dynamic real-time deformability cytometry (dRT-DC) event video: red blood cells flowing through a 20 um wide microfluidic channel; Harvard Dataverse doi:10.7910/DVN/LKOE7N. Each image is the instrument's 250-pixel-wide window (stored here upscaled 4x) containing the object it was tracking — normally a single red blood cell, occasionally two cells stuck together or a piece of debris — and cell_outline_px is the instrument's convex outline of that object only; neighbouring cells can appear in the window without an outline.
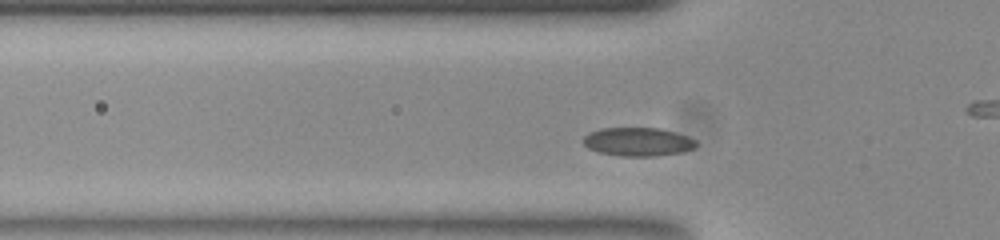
{"species": "common noctule bat (a hibernating species)", "species_latin": "Nyctalus noctula", "temperature_condition": "room temperature", "stored_images_in_passage": 35, "camera_frame_rate_fps": 3000, "um_per_image_px": 0.085, "animal": {"sex": "female", "body_mass_g": 23.0, "forearm_length_mm": 53.4}, "frame": {"image": 1, "passage_image": 7, "time_ms": 2.0, "image_size_px": [1000, 240], "cell_outline_px": [[696, 148], [684, 152], [652, 156], [620, 156], [600, 152], [588, 148], [584, 144], [584, 136], [588, 132], [600, 128], [660, 128], [688, 136], [696, 140]], "centroid_in_image_um": [54.24, 12.05], "position_along_channel_um": 71.6, "area_um2": 18.84}}
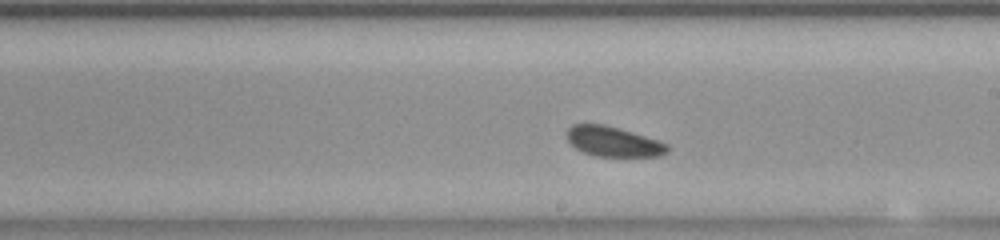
{"frame": {"image": 2, "passage_image": 20, "time_ms": 6.333, "image_size_px": [1000, 240], "cell_outline_px": [[668, 152], [660, 156], [596, 156], [584, 152], [576, 148], [568, 140], [568, 128], [572, 124], [604, 124], [644, 136], [668, 144]], "centroid_in_image_um": [52.12, 12.04], "position_along_channel_um": 236.9, "area_um2": 17.22}}
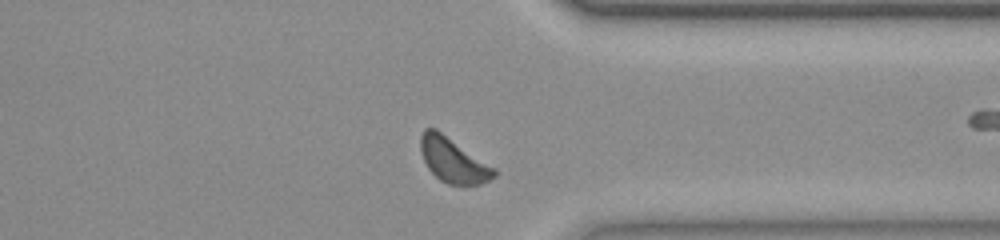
{"frame": {"image": 3, "passage_image": 31, "time_ms": 10.0, "image_size_px": [1000, 240], "cell_outline_px": [[496, 176], [480, 184], [464, 188], [448, 184], [440, 180], [428, 168], [420, 152], [420, 136], [424, 128], [436, 128], [496, 168]], "centroid_in_image_um": [38.53, 13.64], "position_along_channel_um": 372.9, "area_um2": 19.59}}